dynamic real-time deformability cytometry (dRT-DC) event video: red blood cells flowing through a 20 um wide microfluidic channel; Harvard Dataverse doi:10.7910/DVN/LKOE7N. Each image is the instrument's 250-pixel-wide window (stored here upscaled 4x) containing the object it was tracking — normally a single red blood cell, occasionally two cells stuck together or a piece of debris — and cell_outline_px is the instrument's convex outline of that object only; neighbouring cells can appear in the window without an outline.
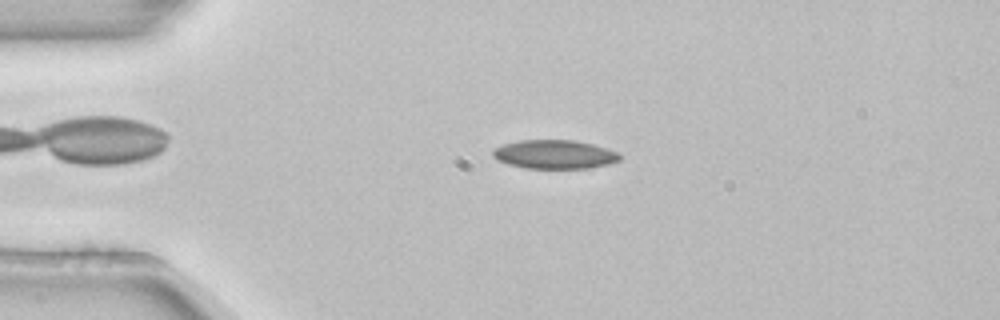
{"species": "common noctule bat (a hibernating species)", "species_latin": "Nyctalus noctula", "temperature_condition": "room temperature", "stored_images_in_passage": 52, "camera_frame_rate_fps": 3000, "um_per_image_px": 0.085, "animal": {"sex": "female", "body_mass_g": 22.7, "forearm_length_mm": 54.2}, "frame": {"image": 1, "passage_image": 11, "time_ms": 3.333, "image_size_px": [1000, 320], "cell_outline_px": [[620, 160], [608, 164], [588, 168], [524, 168], [508, 164], [496, 160], [492, 156], [492, 148], [516, 140], [576, 140], [592, 144], [616, 152], [620, 156]], "centroid_in_image_um": [47.06, 13.12], "position_along_channel_um": 37.9, "area_um2": 21.33}}
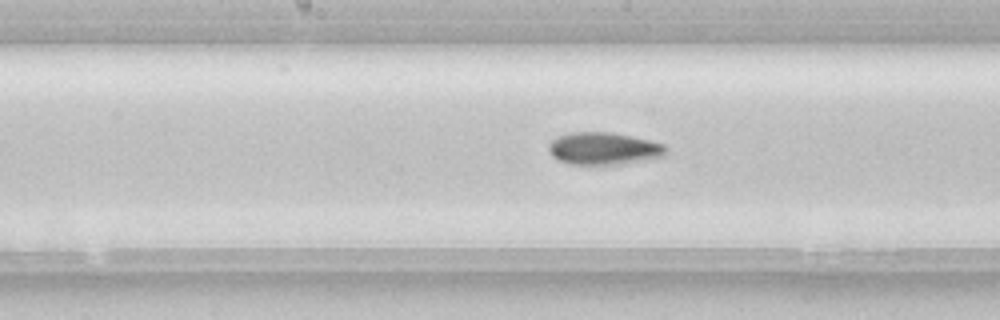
{"frame": {"image": 2, "passage_image": 26, "time_ms": 8.333, "image_size_px": [1000, 320], "cell_outline_px": [[668, 152], [664, 156], [616, 164], [568, 164], [552, 156], [548, 152], [548, 144], [552, 140], [560, 136], [572, 132], [612, 132], [648, 140], [664, 144], [668, 148]], "centroid_in_image_um": [51.3, 12.62], "position_along_channel_um": 196.9, "area_um2": 21.91}}
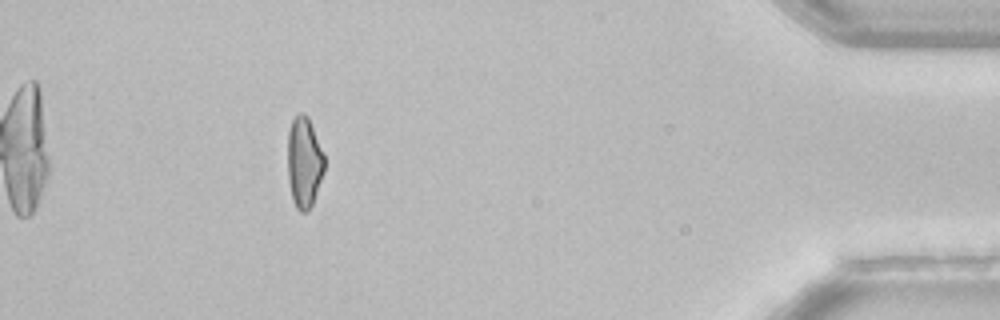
{"frame": {"image": 3, "passage_image": 47, "time_ms": 15.333, "image_size_px": [1000, 320], "cell_outline_px": [[324, 172], [312, 204], [308, 212], [300, 212], [296, 208], [292, 200], [288, 180], [288, 132], [292, 120], [296, 112], [304, 112], [308, 116], [324, 156]], "centroid_in_image_um": [25.83, 13.79], "position_along_channel_um": 409.4, "area_um2": 19.54}, "authors_computed_cell_mechanics": {"area_um2": 21.0681, "velocity_mm_per_s": 3.8695, "shape_relaxation_time_tau1_ms": null, "shape_relaxation_time_tau2_ms": 11.2785, "deformation_change_tau1": null, "deformation_change_tau2": 0.1529}}